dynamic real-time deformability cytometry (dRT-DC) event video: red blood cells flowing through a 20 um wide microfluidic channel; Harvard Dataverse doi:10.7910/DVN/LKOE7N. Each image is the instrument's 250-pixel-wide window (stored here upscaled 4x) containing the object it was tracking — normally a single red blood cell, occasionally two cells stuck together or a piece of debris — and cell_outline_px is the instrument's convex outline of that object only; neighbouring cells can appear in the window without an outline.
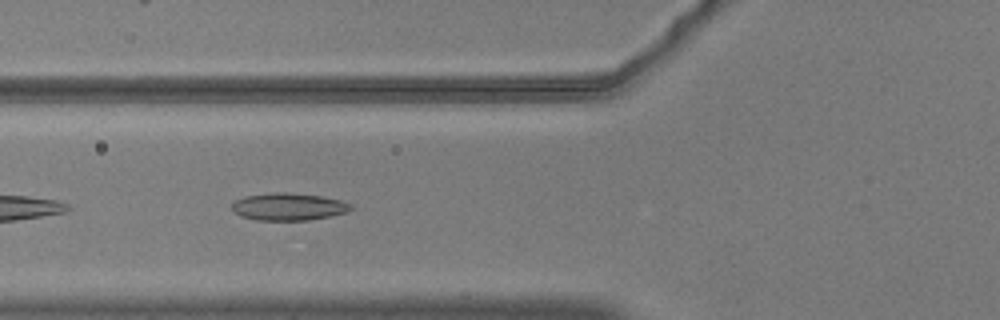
{"species": "common noctule bat (a hibernating species)", "species_latin": "Nyctalus noctula", "temperature_condition": "warm", "stored_images_in_passage": 39, "camera_frame_rate_fps": 3000, "um_per_image_px": 0.085, "animal": {"sex": "male", "body_mass_g": 20.5, "forearm_length_mm": 52.5}, "frame": {"image": 1, "passage_image": 5, "time_ms": 1.333, "image_size_px": [1000, 320], "cell_outline_px": [[352, 208], [348, 212], [332, 216], [308, 220], [256, 220], [240, 216], [232, 212], [232, 200], [244, 196], [272, 192], [284, 192], [320, 196], [340, 200], [352, 204]], "centroid_in_image_um": [24.48, 17.57], "position_along_channel_um": 101.3, "area_um2": 19.19}}
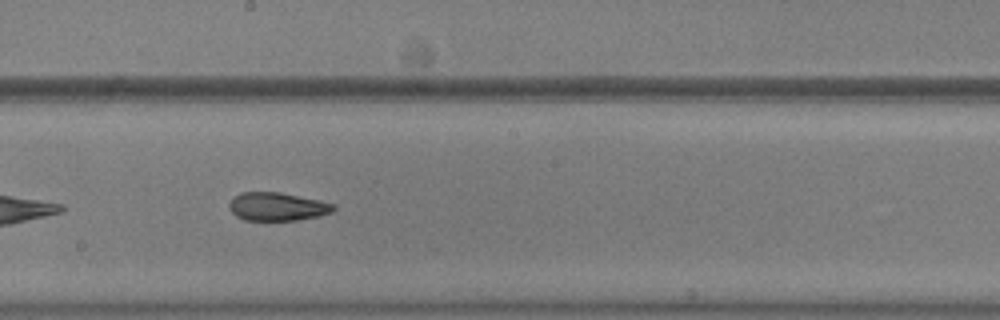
{"frame": {"image": 2, "passage_image": 15, "time_ms": 4.667, "image_size_px": [1000, 320], "cell_outline_px": [[336, 208], [332, 212], [320, 216], [300, 220], [244, 220], [236, 216], [232, 212], [228, 204], [240, 192], [280, 192], [320, 200], [336, 204]], "centroid_in_image_um": [23.62, 17.56], "position_along_channel_um": 224.6, "area_um2": 17.28}}
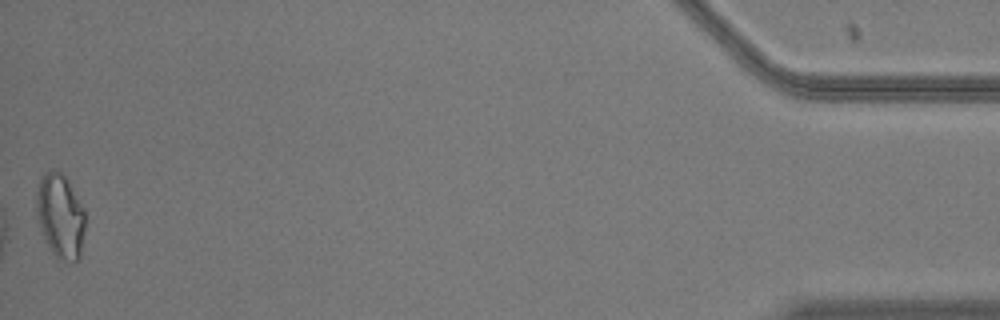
{"frame": {"image": 3, "passage_image": 39, "time_ms": 12.667, "image_size_px": [1000, 320], "cell_outline_px": [[84, 228], [80, 260], [72, 264], [56, 260], [44, 240], [36, 216], [36, 192], [40, 176], [48, 168], [56, 168], [68, 180], [84, 208]], "centroid_in_image_um": [5.1, 18.38], "position_along_channel_um": 430.1, "area_um2": 24.85}, "authors_computed_cell_mechanics": {"area_um2": 18.5538, "velocity_mm_per_s": 3.676, "shape_relaxation_time_tau1_ms": null, "shape_relaxation_time_tau2_ms": 2.2791, "deformation_change_tau1": null, "deformation_change_tau2": 0.09}}